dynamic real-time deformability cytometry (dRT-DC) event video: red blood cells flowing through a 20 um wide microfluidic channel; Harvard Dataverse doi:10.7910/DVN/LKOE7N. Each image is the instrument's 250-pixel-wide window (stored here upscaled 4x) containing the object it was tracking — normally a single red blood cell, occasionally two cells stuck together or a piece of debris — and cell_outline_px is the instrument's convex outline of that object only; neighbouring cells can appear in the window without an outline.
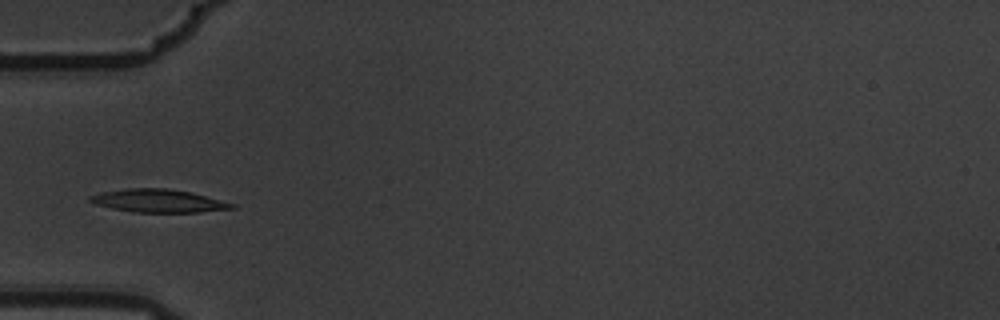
{"species": "common noctule bat (a hibernating species)", "species_latin": "Nyctalus noctula", "temperature_condition": "warm", "stored_images_in_passage": 13, "camera_frame_rate_fps": 3000, "um_per_image_px": 0.085, "animal": {"sex": "male", "body_mass_g": 19.5, "forearm_length_mm": 54.6}, "frame": {"image": 1, "passage_image": 3, "time_ms": 0.667, "image_size_px": [1000, 320], "cell_outline_px": [[236, 208], [200, 212], [132, 212], [112, 208], [96, 204], [88, 200], [88, 196], [100, 192], [128, 188], [168, 188], [192, 192], [236, 204]], "centroid_in_image_um": [13.47, 17.06], "position_along_channel_um": 71.5, "area_um2": 19.13}}
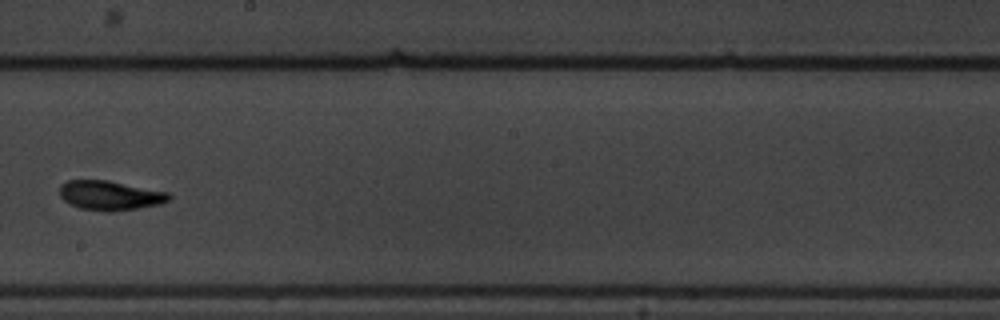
{"frame": {"image": 2, "passage_image": 7, "time_ms": 2.0, "image_size_px": [1000, 320], "cell_outline_px": [[172, 196], [168, 200], [160, 204], [112, 212], [104, 212], [80, 208], [64, 200], [60, 196], [60, 184], [68, 180], [108, 180], [168, 192]], "centroid_in_image_um": [9.34, 16.61], "position_along_channel_um": 238.9, "area_um2": 18.73}}
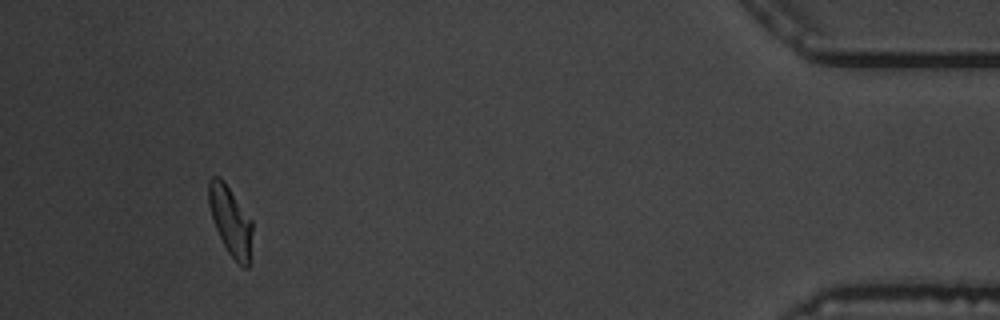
{"frame": {"image": 3, "passage_image": 12, "time_ms": 3.667, "image_size_px": [1000, 320], "cell_outline_px": [[252, 232], [248, 268], [244, 268], [228, 252], [216, 228], [208, 204], [208, 180], [212, 176], [220, 176], [224, 180], [252, 220]], "centroid_in_image_um": [19.58, 18.71], "position_along_channel_um": 415.6, "area_um2": 17.4}}